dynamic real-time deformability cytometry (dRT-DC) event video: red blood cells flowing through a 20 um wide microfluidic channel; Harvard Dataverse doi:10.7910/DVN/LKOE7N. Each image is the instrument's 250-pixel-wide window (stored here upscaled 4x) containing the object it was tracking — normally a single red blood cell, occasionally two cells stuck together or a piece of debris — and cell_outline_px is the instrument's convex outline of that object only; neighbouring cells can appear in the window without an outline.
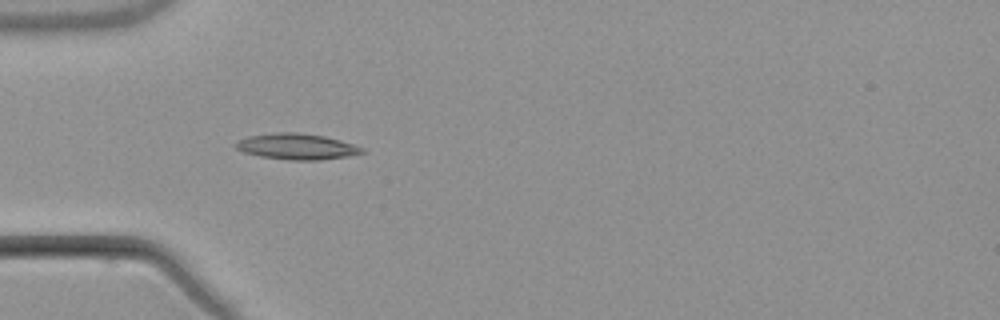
{"species": "common noctule bat (a hibernating species)", "species_latin": "Nyctalus noctula", "temperature_condition": "warm", "stored_images_in_passage": 5, "camera_frame_rate_fps": 3000, "um_per_image_px": 0.085, "animal": {"sex": "male", "body_mass_g": 21.5, "forearm_length_mm": 52.0}, "frame": {"image": 1, "passage_image": 5, "time_ms": 5.0, "image_size_px": [1000, 320], "cell_outline_px": [[364, 152], [348, 156], [320, 160], [288, 160], [260, 156], [244, 152], [236, 148], [232, 144], [248, 136], [276, 132], [296, 132], [324, 136], [340, 140], [364, 148]], "centroid_in_image_um": [25.2, 12.45], "position_along_channel_um": 59.8, "area_um2": 19.02}}